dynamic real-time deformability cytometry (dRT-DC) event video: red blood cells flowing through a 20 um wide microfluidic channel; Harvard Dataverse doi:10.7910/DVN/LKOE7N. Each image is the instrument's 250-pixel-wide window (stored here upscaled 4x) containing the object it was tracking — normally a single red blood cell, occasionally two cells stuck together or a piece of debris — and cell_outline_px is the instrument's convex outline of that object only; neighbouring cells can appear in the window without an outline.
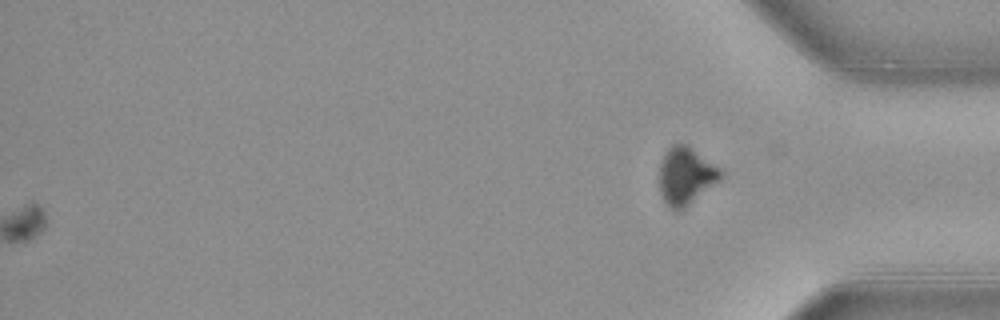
{"species": "common noctule bat (a hibernating species)", "species_latin": "Nyctalus noctula", "temperature_condition": "warm", "stored_images_in_passage": 58, "segment_of_instrument_passage": [2, 2], "camera_frame_rate_fps": 3000, "um_per_image_px": 0.085, "animal": {"sex": "female", "body_mass_g": 21.9}, "frame": {"image": 1, "passage_image": 58, "time_ms": 19.0, "image_size_px": [1000, 320], "cell_outline_px": [[724, 176], [720, 180], [684, 208], [676, 212], [664, 200], [660, 192], [660, 164], [664, 152], [672, 144], [684, 144], [720, 168], [724, 172]], "centroid_in_image_um": [58.29, 14.95], "position_along_channel_um": 376.9, "area_um2": 20.17}}